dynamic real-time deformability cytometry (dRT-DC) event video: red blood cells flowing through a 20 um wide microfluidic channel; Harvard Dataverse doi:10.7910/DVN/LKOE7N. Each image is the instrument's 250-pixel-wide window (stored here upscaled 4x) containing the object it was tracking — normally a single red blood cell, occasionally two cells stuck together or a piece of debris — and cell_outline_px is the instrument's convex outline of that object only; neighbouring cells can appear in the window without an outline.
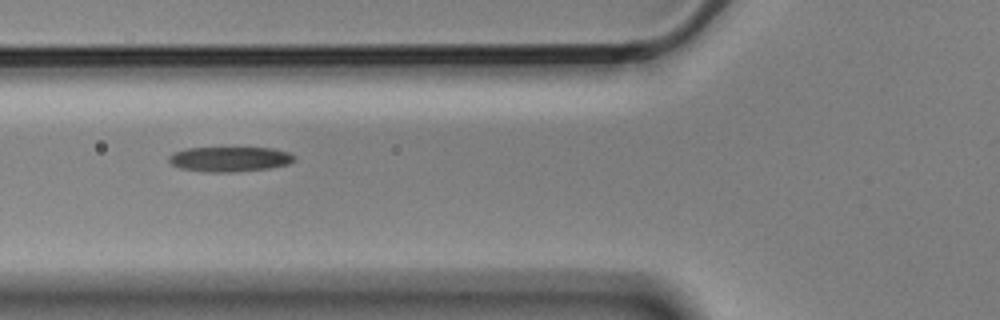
{"species": "Egyptian fruit bat (a non-hibernating species)", "species_latin": "Rousettus aegyptiacus", "temperature_condition": "cold", "stored_images_in_passage": 13, "camera_frame_rate_fps": 3000, "um_per_image_px": 0.085, "animal": {"sex": "male"}, "frame": {"image": 1, "passage_image": 4, "time_ms": 1.0, "image_size_px": [1000, 320], "cell_outline_px": [[296, 160], [288, 164], [268, 168], [232, 172], [204, 172], [180, 168], [172, 164], [168, 160], [168, 156], [172, 152], [188, 148], [272, 148], [288, 152], [296, 156]], "centroid_in_image_um": [19.51, 13.52], "position_along_channel_um": 106.3, "area_um2": 18.26}}
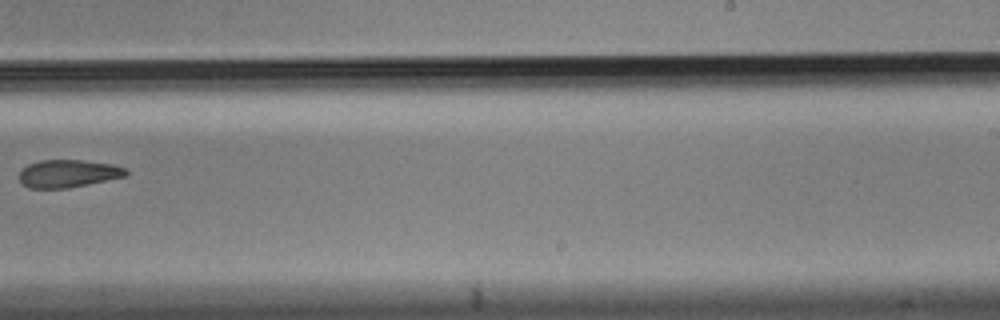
{"frame": {"image": 2, "passage_image": 8, "time_ms": 2.333, "image_size_px": [1000, 320], "cell_outline_px": [[128, 176], [68, 188], [28, 188], [20, 184], [20, 172], [28, 164], [40, 160], [84, 160], [112, 164], [124, 168], [128, 172]], "centroid_in_image_um": [5.79, 14.75], "position_along_channel_um": 283.2, "area_um2": 17.28}}
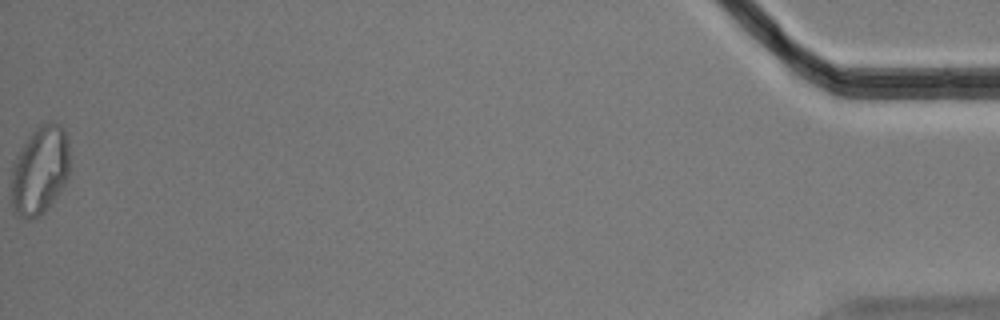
{"frame": {"image": 3, "passage_image": 13, "time_ms": 4.0, "image_size_px": [1000, 320], "cell_outline_px": [[68, 180], [44, 212], [28, 220], [12, 212], [12, 164], [16, 156], [32, 132], [40, 124], [48, 120], [60, 124], [64, 128], [68, 140]], "centroid_in_image_um": [3.39, 14.46], "position_along_channel_um": 431.8, "area_um2": 30.11}}